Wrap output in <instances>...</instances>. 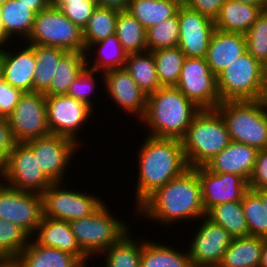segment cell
<instances>
[{
  "label": "cell",
  "instance_id": "1",
  "mask_svg": "<svg viewBox=\"0 0 267 267\" xmlns=\"http://www.w3.org/2000/svg\"><path fill=\"white\" fill-rule=\"evenodd\" d=\"M144 216L146 220L161 225H174L176 222L188 223L205 216L199 177L189 167L180 176L173 178L150 194L133 214ZM142 215V216H141ZM149 218V219H148Z\"/></svg>",
  "mask_w": 267,
  "mask_h": 267
},
{
  "label": "cell",
  "instance_id": "2",
  "mask_svg": "<svg viewBox=\"0 0 267 267\" xmlns=\"http://www.w3.org/2000/svg\"><path fill=\"white\" fill-rule=\"evenodd\" d=\"M138 149V177L134 187L137 208L150 194L187 170L182 141L146 136Z\"/></svg>",
  "mask_w": 267,
  "mask_h": 267
},
{
  "label": "cell",
  "instance_id": "3",
  "mask_svg": "<svg viewBox=\"0 0 267 267\" xmlns=\"http://www.w3.org/2000/svg\"><path fill=\"white\" fill-rule=\"evenodd\" d=\"M201 110L176 86L160 87L147 95L146 112L139 124L147 126L148 136L181 140Z\"/></svg>",
  "mask_w": 267,
  "mask_h": 267
},
{
  "label": "cell",
  "instance_id": "4",
  "mask_svg": "<svg viewBox=\"0 0 267 267\" xmlns=\"http://www.w3.org/2000/svg\"><path fill=\"white\" fill-rule=\"evenodd\" d=\"M181 141L188 167L194 168L205 166L231 139L221 114L216 109H202Z\"/></svg>",
  "mask_w": 267,
  "mask_h": 267
},
{
  "label": "cell",
  "instance_id": "5",
  "mask_svg": "<svg viewBox=\"0 0 267 267\" xmlns=\"http://www.w3.org/2000/svg\"><path fill=\"white\" fill-rule=\"evenodd\" d=\"M108 207L104 202L89 216L69 221L78 245L89 258L99 256L131 231L129 223L118 219Z\"/></svg>",
  "mask_w": 267,
  "mask_h": 267
},
{
  "label": "cell",
  "instance_id": "6",
  "mask_svg": "<svg viewBox=\"0 0 267 267\" xmlns=\"http://www.w3.org/2000/svg\"><path fill=\"white\" fill-rule=\"evenodd\" d=\"M216 110L226 122L232 141L258 150L267 148V110L260 100L224 101Z\"/></svg>",
  "mask_w": 267,
  "mask_h": 267
},
{
  "label": "cell",
  "instance_id": "7",
  "mask_svg": "<svg viewBox=\"0 0 267 267\" xmlns=\"http://www.w3.org/2000/svg\"><path fill=\"white\" fill-rule=\"evenodd\" d=\"M26 43L59 47L68 52H86L83 30L71 22L54 3L35 15Z\"/></svg>",
  "mask_w": 267,
  "mask_h": 267
},
{
  "label": "cell",
  "instance_id": "8",
  "mask_svg": "<svg viewBox=\"0 0 267 267\" xmlns=\"http://www.w3.org/2000/svg\"><path fill=\"white\" fill-rule=\"evenodd\" d=\"M264 65L247 51L217 76L220 101L260 100Z\"/></svg>",
  "mask_w": 267,
  "mask_h": 267
},
{
  "label": "cell",
  "instance_id": "9",
  "mask_svg": "<svg viewBox=\"0 0 267 267\" xmlns=\"http://www.w3.org/2000/svg\"><path fill=\"white\" fill-rule=\"evenodd\" d=\"M64 183H52L41 193L43 216L69 222L89 216L106 202L92 191L87 193L85 190L84 193L83 190L76 191V187L69 190Z\"/></svg>",
  "mask_w": 267,
  "mask_h": 267
},
{
  "label": "cell",
  "instance_id": "10",
  "mask_svg": "<svg viewBox=\"0 0 267 267\" xmlns=\"http://www.w3.org/2000/svg\"><path fill=\"white\" fill-rule=\"evenodd\" d=\"M7 121L16 143L50 135L45 95L35 91L24 92Z\"/></svg>",
  "mask_w": 267,
  "mask_h": 267
},
{
  "label": "cell",
  "instance_id": "11",
  "mask_svg": "<svg viewBox=\"0 0 267 267\" xmlns=\"http://www.w3.org/2000/svg\"><path fill=\"white\" fill-rule=\"evenodd\" d=\"M45 102L50 133L69 138L81 146L78 133L94 116V110L67 95L45 96Z\"/></svg>",
  "mask_w": 267,
  "mask_h": 267
},
{
  "label": "cell",
  "instance_id": "12",
  "mask_svg": "<svg viewBox=\"0 0 267 267\" xmlns=\"http://www.w3.org/2000/svg\"><path fill=\"white\" fill-rule=\"evenodd\" d=\"M176 87L201 109H216L221 103L217 77L205 58L185 57Z\"/></svg>",
  "mask_w": 267,
  "mask_h": 267
},
{
  "label": "cell",
  "instance_id": "13",
  "mask_svg": "<svg viewBox=\"0 0 267 267\" xmlns=\"http://www.w3.org/2000/svg\"><path fill=\"white\" fill-rule=\"evenodd\" d=\"M4 181L11 188L41 194L53 182L44 174L33 151L15 143L5 161Z\"/></svg>",
  "mask_w": 267,
  "mask_h": 267
},
{
  "label": "cell",
  "instance_id": "14",
  "mask_svg": "<svg viewBox=\"0 0 267 267\" xmlns=\"http://www.w3.org/2000/svg\"><path fill=\"white\" fill-rule=\"evenodd\" d=\"M25 144L33 151L42 171L53 183L65 181L67 169L71 167L69 163L74 161L75 153L81 149L73 140L53 134Z\"/></svg>",
  "mask_w": 267,
  "mask_h": 267
},
{
  "label": "cell",
  "instance_id": "15",
  "mask_svg": "<svg viewBox=\"0 0 267 267\" xmlns=\"http://www.w3.org/2000/svg\"><path fill=\"white\" fill-rule=\"evenodd\" d=\"M200 219L195 234L191 232L194 238L190 237L192 240L187 246L192 267H218L233 237L206 216Z\"/></svg>",
  "mask_w": 267,
  "mask_h": 267
},
{
  "label": "cell",
  "instance_id": "16",
  "mask_svg": "<svg viewBox=\"0 0 267 267\" xmlns=\"http://www.w3.org/2000/svg\"><path fill=\"white\" fill-rule=\"evenodd\" d=\"M43 217L41 194L0 183V218L21 227L30 237Z\"/></svg>",
  "mask_w": 267,
  "mask_h": 267
},
{
  "label": "cell",
  "instance_id": "17",
  "mask_svg": "<svg viewBox=\"0 0 267 267\" xmlns=\"http://www.w3.org/2000/svg\"><path fill=\"white\" fill-rule=\"evenodd\" d=\"M179 19L178 47L185 57L205 58L215 31L214 20L182 4L177 9Z\"/></svg>",
  "mask_w": 267,
  "mask_h": 267
},
{
  "label": "cell",
  "instance_id": "18",
  "mask_svg": "<svg viewBox=\"0 0 267 267\" xmlns=\"http://www.w3.org/2000/svg\"><path fill=\"white\" fill-rule=\"evenodd\" d=\"M101 83H104L106 94L125 115H132L140 121L147 107V95L139 88L132 76L125 68L110 69L101 74ZM137 117V118H136Z\"/></svg>",
  "mask_w": 267,
  "mask_h": 267
},
{
  "label": "cell",
  "instance_id": "19",
  "mask_svg": "<svg viewBox=\"0 0 267 267\" xmlns=\"http://www.w3.org/2000/svg\"><path fill=\"white\" fill-rule=\"evenodd\" d=\"M193 169L200 180L205 213L220 203L242 201L249 189L248 182L240 175L212 172L206 166Z\"/></svg>",
  "mask_w": 267,
  "mask_h": 267
},
{
  "label": "cell",
  "instance_id": "20",
  "mask_svg": "<svg viewBox=\"0 0 267 267\" xmlns=\"http://www.w3.org/2000/svg\"><path fill=\"white\" fill-rule=\"evenodd\" d=\"M9 45L7 44L0 50L3 79L23 93L33 92V78L37 63L34 45L26 42L23 47H21L22 44L16 48H12L11 45L9 47ZM19 47L21 48L18 49Z\"/></svg>",
  "mask_w": 267,
  "mask_h": 267
},
{
  "label": "cell",
  "instance_id": "21",
  "mask_svg": "<svg viewBox=\"0 0 267 267\" xmlns=\"http://www.w3.org/2000/svg\"><path fill=\"white\" fill-rule=\"evenodd\" d=\"M32 237L31 239L42 246L56 248L76 256L86 267H89L90 258L78 245L68 221L43 216Z\"/></svg>",
  "mask_w": 267,
  "mask_h": 267
},
{
  "label": "cell",
  "instance_id": "22",
  "mask_svg": "<svg viewBox=\"0 0 267 267\" xmlns=\"http://www.w3.org/2000/svg\"><path fill=\"white\" fill-rule=\"evenodd\" d=\"M258 151L255 147L231 140L229 145L205 166L212 172L240 175L248 182Z\"/></svg>",
  "mask_w": 267,
  "mask_h": 267
},
{
  "label": "cell",
  "instance_id": "23",
  "mask_svg": "<svg viewBox=\"0 0 267 267\" xmlns=\"http://www.w3.org/2000/svg\"><path fill=\"white\" fill-rule=\"evenodd\" d=\"M245 52V34L228 33L215 29L205 59L211 71L217 77Z\"/></svg>",
  "mask_w": 267,
  "mask_h": 267
},
{
  "label": "cell",
  "instance_id": "24",
  "mask_svg": "<svg viewBox=\"0 0 267 267\" xmlns=\"http://www.w3.org/2000/svg\"><path fill=\"white\" fill-rule=\"evenodd\" d=\"M13 262L18 267H86L76 256L56 248L42 246L31 238Z\"/></svg>",
  "mask_w": 267,
  "mask_h": 267
},
{
  "label": "cell",
  "instance_id": "25",
  "mask_svg": "<svg viewBox=\"0 0 267 267\" xmlns=\"http://www.w3.org/2000/svg\"><path fill=\"white\" fill-rule=\"evenodd\" d=\"M263 9L259 6L226 0L215 18V28L222 32L246 34Z\"/></svg>",
  "mask_w": 267,
  "mask_h": 267
},
{
  "label": "cell",
  "instance_id": "26",
  "mask_svg": "<svg viewBox=\"0 0 267 267\" xmlns=\"http://www.w3.org/2000/svg\"><path fill=\"white\" fill-rule=\"evenodd\" d=\"M0 11L1 25L6 38L14 42L13 44L18 38L22 44L26 42L32 31L36 14L17 0H7L0 6Z\"/></svg>",
  "mask_w": 267,
  "mask_h": 267
},
{
  "label": "cell",
  "instance_id": "27",
  "mask_svg": "<svg viewBox=\"0 0 267 267\" xmlns=\"http://www.w3.org/2000/svg\"><path fill=\"white\" fill-rule=\"evenodd\" d=\"M262 245V237L233 238L218 267H260Z\"/></svg>",
  "mask_w": 267,
  "mask_h": 267
},
{
  "label": "cell",
  "instance_id": "28",
  "mask_svg": "<svg viewBox=\"0 0 267 267\" xmlns=\"http://www.w3.org/2000/svg\"><path fill=\"white\" fill-rule=\"evenodd\" d=\"M153 240H143L140 267H192L188 250Z\"/></svg>",
  "mask_w": 267,
  "mask_h": 267
},
{
  "label": "cell",
  "instance_id": "29",
  "mask_svg": "<svg viewBox=\"0 0 267 267\" xmlns=\"http://www.w3.org/2000/svg\"><path fill=\"white\" fill-rule=\"evenodd\" d=\"M94 52L97 54L95 53L93 56ZM85 53L87 67L100 72L123 68L127 57V53L123 50L115 34L93 43Z\"/></svg>",
  "mask_w": 267,
  "mask_h": 267
},
{
  "label": "cell",
  "instance_id": "30",
  "mask_svg": "<svg viewBox=\"0 0 267 267\" xmlns=\"http://www.w3.org/2000/svg\"><path fill=\"white\" fill-rule=\"evenodd\" d=\"M183 0H130L127 12L147 30L173 17Z\"/></svg>",
  "mask_w": 267,
  "mask_h": 267
},
{
  "label": "cell",
  "instance_id": "31",
  "mask_svg": "<svg viewBox=\"0 0 267 267\" xmlns=\"http://www.w3.org/2000/svg\"><path fill=\"white\" fill-rule=\"evenodd\" d=\"M124 68L146 95L161 87L152 51L127 54Z\"/></svg>",
  "mask_w": 267,
  "mask_h": 267
},
{
  "label": "cell",
  "instance_id": "32",
  "mask_svg": "<svg viewBox=\"0 0 267 267\" xmlns=\"http://www.w3.org/2000/svg\"><path fill=\"white\" fill-rule=\"evenodd\" d=\"M135 240L131 232L126 233L117 243L112 244L100 255L104 267H140L143 240Z\"/></svg>",
  "mask_w": 267,
  "mask_h": 267
},
{
  "label": "cell",
  "instance_id": "33",
  "mask_svg": "<svg viewBox=\"0 0 267 267\" xmlns=\"http://www.w3.org/2000/svg\"><path fill=\"white\" fill-rule=\"evenodd\" d=\"M86 66V53L67 52L56 66L51 85L44 95H66L70 85Z\"/></svg>",
  "mask_w": 267,
  "mask_h": 267
},
{
  "label": "cell",
  "instance_id": "34",
  "mask_svg": "<svg viewBox=\"0 0 267 267\" xmlns=\"http://www.w3.org/2000/svg\"><path fill=\"white\" fill-rule=\"evenodd\" d=\"M36 69L33 78V91L45 93L55 75L56 66L61 58L68 52L59 47L34 45Z\"/></svg>",
  "mask_w": 267,
  "mask_h": 267
},
{
  "label": "cell",
  "instance_id": "35",
  "mask_svg": "<svg viewBox=\"0 0 267 267\" xmlns=\"http://www.w3.org/2000/svg\"><path fill=\"white\" fill-rule=\"evenodd\" d=\"M211 221L224 227L233 238L248 236V225L241 201L215 205L205 215Z\"/></svg>",
  "mask_w": 267,
  "mask_h": 267
},
{
  "label": "cell",
  "instance_id": "36",
  "mask_svg": "<svg viewBox=\"0 0 267 267\" xmlns=\"http://www.w3.org/2000/svg\"><path fill=\"white\" fill-rule=\"evenodd\" d=\"M115 35L127 54L147 51L146 29L127 11L118 13Z\"/></svg>",
  "mask_w": 267,
  "mask_h": 267
},
{
  "label": "cell",
  "instance_id": "37",
  "mask_svg": "<svg viewBox=\"0 0 267 267\" xmlns=\"http://www.w3.org/2000/svg\"><path fill=\"white\" fill-rule=\"evenodd\" d=\"M157 77L161 87L176 86L181 74L185 54L178 46L152 51Z\"/></svg>",
  "mask_w": 267,
  "mask_h": 267
},
{
  "label": "cell",
  "instance_id": "38",
  "mask_svg": "<svg viewBox=\"0 0 267 267\" xmlns=\"http://www.w3.org/2000/svg\"><path fill=\"white\" fill-rule=\"evenodd\" d=\"M118 13L115 10L97 6L83 29V41L86 50L93 43L115 34Z\"/></svg>",
  "mask_w": 267,
  "mask_h": 267
},
{
  "label": "cell",
  "instance_id": "39",
  "mask_svg": "<svg viewBox=\"0 0 267 267\" xmlns=\"http://www.w3.org/2000/svg\"><path fill=\"white\" fill-rule=\"evenodd\" d=\"M249 235L267 238V211L262 197L254 190L248 189L241 201Z\"/></svg>",
  "mask_w": 267,
  "mask_h": 267
},
{
  "label": "cell",
  "instance_id": "40",
  "mask_svg": "<svg viewBox=\"0 0 267 267\" xmlns=\"http://www.w3.org/2000/svg\"><path fill=\"white\" fill-rule=\"evenodd\" d=\"M30 238L18 225L0 218V261H13L28 245Z\"/></svg>",
  "mask_w": 267,
  "mask_h": 267
},
{
  "label": "cell",
  "instance_id": "41",
  "mask_svg": "<svg viewBox=\"0 0 267 267\" xmlns=\"http://www.w3.org/2000/svg\"><path fill=\"white\" fill-rule=\"evenodd\" d=\"M179 19L177 13L146 30L147 51L178 46Z\"/></svg>",
  "mask_w": 267,
  "mask_h": 267
},
{
  "label": "cell",
  "instance_id": "42",
  "mask_svg": "<svg viewBox=\"0 0 267 267\" xmlns=\"http://www.w3.org/2000/svg\"><path fill=\"white\" fill-rule=\"evenodd\" d=\"M246 51L264 66L267 65V12L258 16L256 22L245 34Z\"/></svg>",
  "mask_w": 267,
  "mask_h": 267
},
{
  "label": "cell",
  "instance_id": "43",
  "mask_svg": "<svg viewBox=\"0 0 267 267\" xmlns=\"http://www.w3.org/2000/svg\"><path fill=\"white\" fill-rule=\"evenodd\" d=\"M55 6L80 29H84L97 8L95 0H55Z\"/></svg>",
  "mask_w": 267,
  "mask_h": 267
},
{
  "label": "cell",
  "instance_id": "44",
  "mask_svg": "<svg viewBox=\"0 0 267 267\" xmlns=\"http://www.w3.org/2000/svg\"><path fill=\"white\" fill-rule=\"evenodd\" d=\"M98 73H103V72L93 70L86 66L82 70V72L77 76V78L73 81V83L70 85L66 95L76 100H79L80 102L85 103L93 110H95L94 103L92 102L93 101L92 92L95 91L98 85L97 82L99 78ZM96 75L98 76L97 78H95Z\"/></svg>",
  "mask_w": 267,
  "mask_h": 267
},
{
  "label": "cell",
  "instance_id": "45",
  "mask_svg": "<svg viewBox=\"0 0 267 267\" xmlns=\"http://www.w3.org/2000/svg\"><path fill=\"white\" fill-rule=\"evenodd\" d=\"M22 94L4 79L0 81V118H7L12 113Z\"/></svg>",
  "mask_w": 267,
  "mask_h": 267
},
{
  "label": "cell",
  "instance_id": "46",
  "mask_svg": "<svg viewBox=\"0 0 267 267\" xmlns=\"http://www.w3.org/2000/svg\"><path fill=\"white\" fill-rule=\"evenodd\" d=\"M248 188L254 191L267 188V148L258 151L252 174L248 180Z\"/></svg>",
  "mask_w": 267,
  "mask_h": 267
},
{
  "label": "cell",
  "instance_id": "47",
  "mask_svg": "<svg viewBox=\"0 0 267 267\" xmlns=\"http://www.w3.org/2000/svg\"><path fill=\"white\" fill-rule=\"evenodd\" d=\"M226 0H183V3L186 4L190 9L204 14L211 19L219 15L221 6Z\"/></svg>",
  "mask_w": 267,
  "mask_h": 267
},
{
  "label": "cell",
  "instance_id": "48",
  "mask_svg": "<svg viewBox=\"0 0 267 267\" xmlns=\"http://www.w3.org/2000/svg\"><path fill=\"white\" fill-rule=\"evenodd\" d=\"M15 143L7 118H0V157L4 161H6Z\"/></svg>",
  "mask_w": 267,
  "mask_h": 267
},
{
  "label": "cell",
  "instance_id": "49",
  "mask_svg": "<svg viewBox=\"0 0 267 267\" xmlns=\"http://www.w3.org/2000/svg\"><path fill=\"white\" fill-rule=\"evenodd\" d=\"M130 0H95L98 7L108 8L117 12L127 11Z\"/></svg>",
  "mask_w": 267,
  "mask_h": 267
},
{
  "label": "cell",
  "instance_id": "50",
  "mask_svg": "<svg viewBox=\"0 0 267 267\" xmlns=\"http://www.w3.org/2000/svg\"><path fill=\"white\" fill-rule=\"evenodd\" d=\"M20 3L28 6L35 14L48 8L53 2L52 0H17Z\"/></svg>",
  "mask_w": 267,
  "mask_h": 267
},
{
  "label": "cell",
  "instance_id": "51",
  "mask_svg": "<svg viewBox=\"0 0 267 267\" xmlns=\"http://www.w3.org/2000/svg\"><path fill=\"white\" fill-rule=\"evenodd\" d=\"M260 267H267V238H263Z\"/></svg>",
  "mask_w": 267,
  "mask_h": 267
},
{
  "label": "cell",
  "instance_id": "52",
  "mask_svg": "<svg viewBox=\"0 0 267 267\" xmlns=\"http://www.w3.org/2000/svg\"><path fill=\"white\" fill-rule=\"evenodd\" d=\"M242 4H250L261 7L263 10L265 9L267 0H234Z\"/></svg>",
  "mask_w": 267,
  "mask_h": 267
},
{
  "label": "cell",
  "instance_id": "53",
  "mask_svg": "<svg viewBox=\"0 0 267 267\" xmlns=\"http://www.w3.org/2000/svg\"><path fill=\"white\" fill-rule=\"evenodd\" d=\"M1 11H0V50H2L7 44L8 42L11 44L12 42H10L3 31L2 25H1Z\"/></svg>",
  "mask_w": 267,
  "mask_h": 267
},
{
  "label": "cell",
  "instance_id": "54",
  "mask_svg": "<svg viewBox=\"0 0 267 267\" xmlns=\"http://www.w3.org/2000/svg\"><path fill=\"white\" fill-rule=\"evenodd\" d=\"M256 192L262 197L264 208L267 211V188L256 190Z\"/></svg>",
  "mask_w": 267,
  "mask_h": 267
},
{
  "label": "cell",
  "instance_id": "55",
  "mask_svg": "<svg viewBox=\"0 0 267 267\" xmlns=\"http://www.w3.org/2000/svg\"><path fill=\"white\" fill-rule=\"evenodd\" d=\"M260 102L263 105V108L267 110V88H262Z\"/></svg>",
  "mask_w": 267,
  "mask_h": 267
},
{
  "label": "cell",
  "instance_id": "56",
  "mask_svg": "<svg viewBox=\"0 0 267 267\" xmlns=\"http://www.w3.org/2000/svg\"><path fill=\"white\" fill-rule=\"evenodd\" d=\"M4 173H5V161L0 157V183L4 179Z\"/></svg>",
  "mask_w": 267,
  "mask_h": 267
},
{
  "label": "cell",
  "instance_id": "57",
  "mask_svg": "<svg viewBox=\"0 0 267 267\" xmlns=\"http://www.w3.org/2000/svg\"><path fill=\"white\" fill-rule=\"evenodd\" d=\"M0 267H18L13 261H0Z\"/></svg>",
  "mask_w": 267,
  "mask_h": 267
},
{
  "label": "cell",
  "instance_id": "58",
  "mask_svg": "<svg viewBox=\"0 0 267 267\" xmlns=\"http://www.w3.org/2000/svg\"><path fill=\"white\" fill-rule=\"evenodd\" d=\"M262 88H267V65L264 67L263 87Z\"/></svg>",
  "mask_w": 267,
  "mask_h": 267
},
{
  "label": "cell",
  "instance_id": "59",
  "mask_svg": "<svg viewBox=\"0 0 267 267\" xmlns=\"http://www.w3.org/2000/svg\"><path fill=\"white\" fill-rule=\"evenodd\" d=\"M2 79H3V71H2L1 61H0V81Z\"/></svg>",
  "mask_w": 267,
  "mask_h": 267
},
{
  "label": "cell",
  "instance_id": "60",
  "mask_svg": "<svg viewBox=\"0 0 267 267\" xmlns=\"http://www.w3.org/2000/svg\"><path fill=\"white\" fill-rule=\"evenodd\" d=\"M7 0H0V6L5 3Z\"/></svg>",
  "mask_w": 267,
  "mask_h": 267
},
{
  "label": "cell",
  "instance_id": "61",
  "mask_svg": "<svg viewBox=\"0 0 267 267\" xmlns=\"http://www.w3.org/2000/svg\"><path fill=\"white\" fill-rule=\"evenodd\" d=\"M264 10L267 12V2H266V6H265V9Z\"/></svg>",
  "mask_w": 267,
  "mask_h": 267
}]
</instances>
